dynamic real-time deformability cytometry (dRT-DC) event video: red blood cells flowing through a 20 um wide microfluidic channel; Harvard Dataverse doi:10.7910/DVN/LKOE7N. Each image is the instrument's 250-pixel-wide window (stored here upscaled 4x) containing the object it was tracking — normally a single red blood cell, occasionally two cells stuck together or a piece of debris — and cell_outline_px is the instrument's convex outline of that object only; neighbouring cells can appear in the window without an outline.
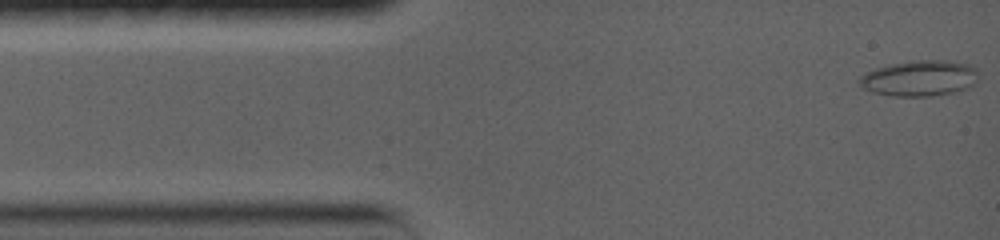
{"species": "common noctule bat (a hibernating species)", "species_latin": "Nyctalus noctula", "temperature_condition": "warm", "stored_images_in_passage": 37, "camera_frame_rate_fps": 5000, "um_per_image_px": 0.085, "animal": {"sex": "female", "body_mass_g": 19.0, "forearm_length_mm": 56.7}, "frame": {"image": 1, "passage_image": 1, "time_ms": 0.0, "image_size_px": [1000, 240], "cell_outline_px": [[976, 72], [972, 84], [968, 88], [932, 96], [892, 96], [872, 92], [864, 88], [856, 80], [864, 72], [888, 64], [912, 60], [948, 60], [968, 64], [976, 68]], "centroid_in_image_um": [78.08, 6.64], "position_along_channel_um": 6.9, "area_um2": 24.74}}
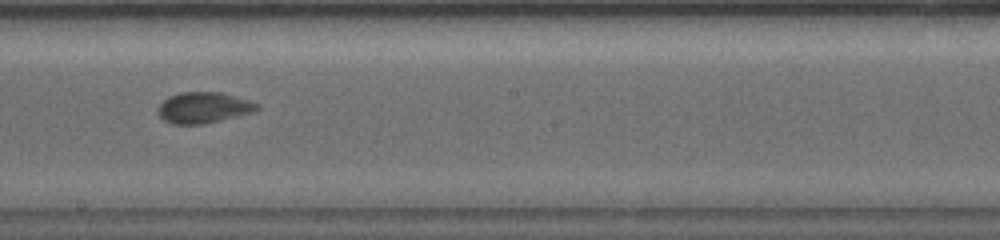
{"frame": {"image": 2, "passage_image": 19, "time_ms": 8.4, "image_size_px": [1000, 240], "cell_outline_px": [[260, 108], [252, 112], [204, 124], [172, 124], [164, 120], [156, 112], [156, 108], [168, 96], [180, 92], [220, 92], [248, 100], [260, 104]], "centroid_in_image_um": [17.26, 9.14], "position_along_channel_um": 230.9, "area_um2": 17.86}}
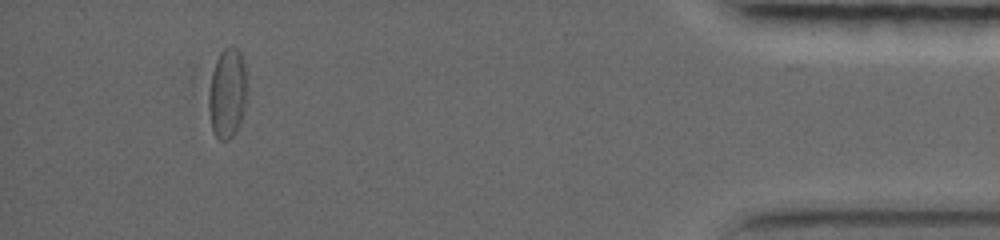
{"frame": {"image": 3, "passage_image": 32, "time_ms": 15.6, "image_size_px": [1000, 240], "cell_outline_px": [[244, 104], [240, 120], [232, 136], [228, 140], [220, 140], [216, 136], [212, 128], [208, 104], [208, 96], [212, 72], [216, 60], [220, 52], [224, 48], [232, 44], [240, 52], [244, 64]], "centroid_in_image_um": [19.27, 7.88], "position_along_channel_um": 415.9, "area_um2": 19.36}, "authors_computed_cell_mechanics": {"area_um2": 18.5538, "velocity_mm_per_s": 3.5654, "shape_relaxation_time_tau1_ms": null, "shape_relaxation_time_tau2_ms": 1.2226, "deformation_change_tau1": null, "deformation_change_tau2": 0.0606}}